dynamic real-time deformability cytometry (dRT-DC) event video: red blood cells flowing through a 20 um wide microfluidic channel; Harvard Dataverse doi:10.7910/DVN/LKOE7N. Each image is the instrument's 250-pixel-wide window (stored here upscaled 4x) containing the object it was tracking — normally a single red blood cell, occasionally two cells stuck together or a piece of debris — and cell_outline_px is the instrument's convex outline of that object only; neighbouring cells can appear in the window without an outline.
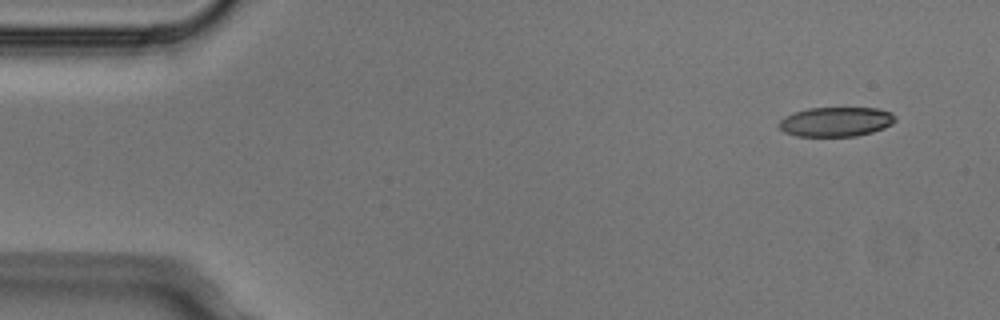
{"species": "Egyptian fruit bat (a non-hibernating species)", "species_latin": "Rousettus aegyptiacus", "temperature_condition": "cold", "stored_images_in_passage": 4, "camera_frame_rate_fps": 3000, "um_per_image_px": 0.085, "animal": {"sex": "male"}, "frame": {"image": 1, "passage_image": 1, "time_ms": 0.0, "image_size_px": [1000, 320], "cell_outline_px": [[896, 120], [892, 124], [884, 128], [872, 132], [856, 136], [796, 136], [784, 132], [776, 124], [784, 116], [792, 112], [808, 108], [876, 108], [892, 112], [896, 116]], "centroid_in_image_um": [71.04, 10.34], "position_along_channel_um": 14.0, "area_um2": 20.23}}
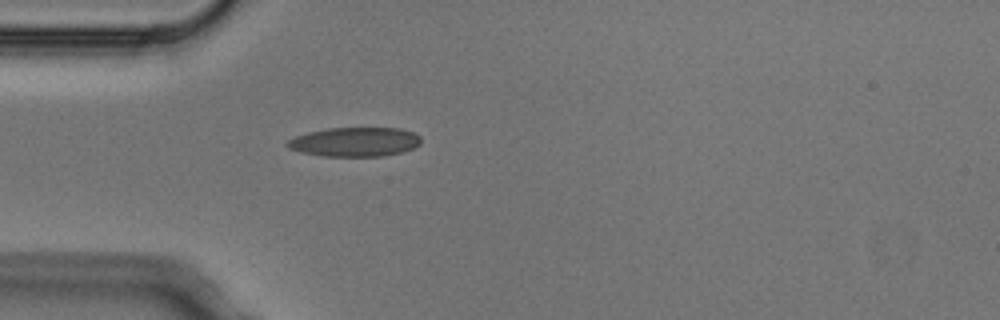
{"frame": {"image": 2, "passage_image": 4, "time_ms": 1.0, "image_size_px": [1000, 320], "cell_outline_px": [[420, 144], [412, 148], [400, 152], [384, 156], [324, 156], [300, 152], [288, 148], [284, 144], [288, 140], [296, 136], [308, 132], [328, 128], [400, 128], [412, 132], [420, 136]], "centroid_in_image_um": [30.13, 12.06], "position_along_channel_um": 54.9, "area_um2": 22.72}}